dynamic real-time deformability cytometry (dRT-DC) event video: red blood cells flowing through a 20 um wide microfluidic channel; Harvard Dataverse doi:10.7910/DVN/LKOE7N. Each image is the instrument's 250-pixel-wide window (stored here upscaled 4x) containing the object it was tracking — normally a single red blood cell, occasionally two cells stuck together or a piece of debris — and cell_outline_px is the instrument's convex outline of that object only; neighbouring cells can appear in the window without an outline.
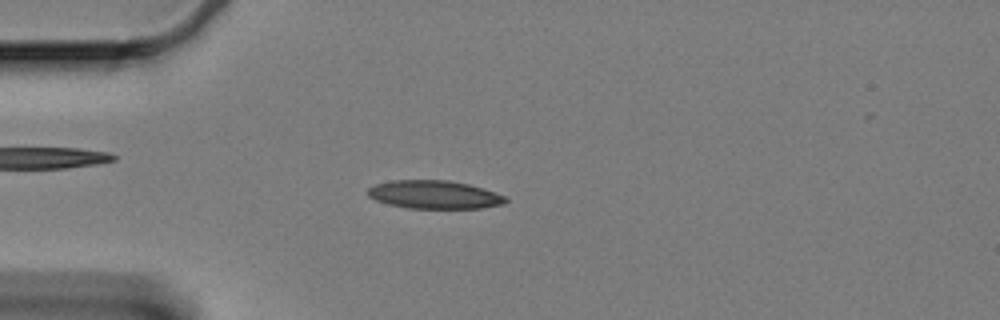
{"species": "Egyptian fruit bat (a non-hibernating species)", "species_latin": "Rousettus aegyptiacus", "temperature_condition": "cold", "stored_images_in_passage": 59, "camera_frame_rate_fps": 3000, "um_per_image_px": 0.085, "animal": {"sex": "female"}, "frame": {"image": 1, "passage_image": 15, "time_ms": 4.667, "image_size_px": [1000, 320], "cell_outline_px": [[508, 200], [504, 204], [480, 208], [408, 208], [388, 204], [376, 200], [368, 196], [368, 188], [376, 184], [392, 180], [448, 180], [468, 184], [484, 188], [504, 196]], "centroid_in_image_um": [36.92, 16.54], "position_along_channel_um": 48.1, "area_um2": 22.6}}
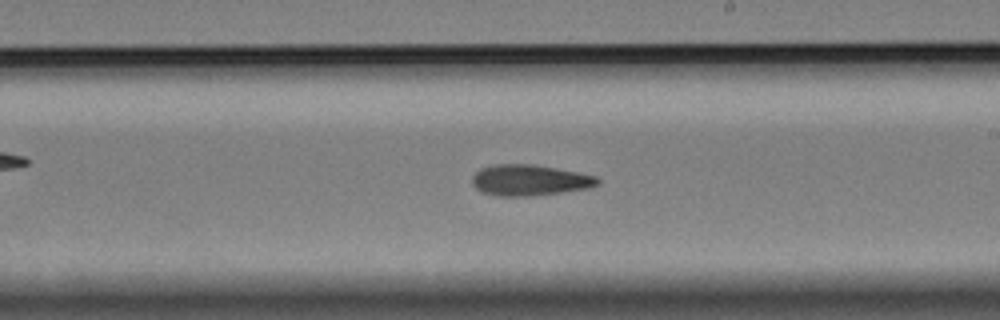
{"frame": {"image": 2, "passage_image": 34, "time_ms": 11.0, "image_size_px": [1000, 320], "cell_outline_px": [[600, 184], [588, 188], [532, 196], [496, 196], [480, 192], [472, 184], [472, 176], [480, 168], [492, 164], [532, 164], [576, 172], [596, 176], [600, 180]], "centroid_in_image_um": [44.97, 15.32], "position_along_channel_um": 244.0, "area_um2": 22.66}}
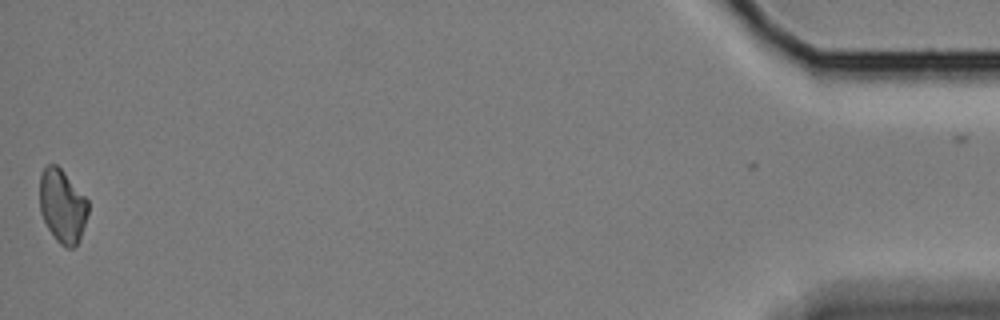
{"frame": {"image": 3, "passage_image": 59, "time_ms": 19.333, "image_size_px": [1000, 320], "cell_outline_px": [[88, 212], [80, 240], [72, 248], [68, 248], [60, 244], [56, 240], [48, 228], [40, 212], [40, 176], [44, 168], [48, 164], [56, 164], [64, 172], [88, 200]], "centroid_in_image_um": [5.3, 17.52], "position_along_channel_um": 429.9, "area_um2": 20.58}, "authors_computed_cell_mechanics": {"area_um2": 21.964, "velocity_mm_per_s": 3.3126, "shape_relaxation_time_tau1_ms": null, "shape_relaxation_time_tau2_ms": 9.7646, "deformation_change_tau1": null, "deformation_change_tau2": 0.1829}}